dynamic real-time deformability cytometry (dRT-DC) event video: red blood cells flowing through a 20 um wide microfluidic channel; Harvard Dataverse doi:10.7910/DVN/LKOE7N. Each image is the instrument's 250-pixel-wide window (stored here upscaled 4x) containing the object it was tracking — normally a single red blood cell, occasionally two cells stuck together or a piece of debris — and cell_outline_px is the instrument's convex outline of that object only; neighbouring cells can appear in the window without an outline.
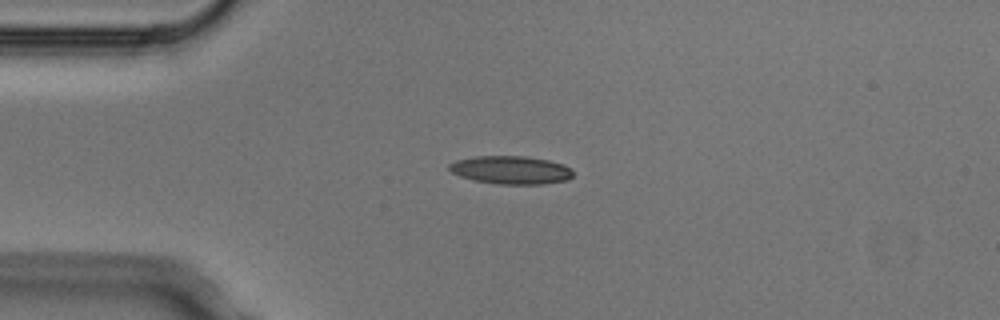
{"species": "Egyptian fruit bat (a non-hibernating species)", "species_latin": "Rousettus aegyptiacus", "temperature_condition": "cold", "stored_images_in_passage": 3, "camera_frame_rate_fps": 3000, "um_per_image_px": 0.085, "animal": {"sex": "male"}, "frame": {"image": 1, "passage_image": 2, "time_ms": 0.333, "image_size_px": [1000, 320], "cell_outline_px": [[572, 176], [568, 180], [544, 184], [500, 184], [476, 180], [460, 176], [452, 172], [448, 168], [448, 164], [456, 160], [476, 156], [524, 156], [548, 160], [564, 164], [572, 168]], "centroid_in_image_um": [43.45, 14.44], "position_along_channel_um": 41.5, "area_um2": 20.29}}